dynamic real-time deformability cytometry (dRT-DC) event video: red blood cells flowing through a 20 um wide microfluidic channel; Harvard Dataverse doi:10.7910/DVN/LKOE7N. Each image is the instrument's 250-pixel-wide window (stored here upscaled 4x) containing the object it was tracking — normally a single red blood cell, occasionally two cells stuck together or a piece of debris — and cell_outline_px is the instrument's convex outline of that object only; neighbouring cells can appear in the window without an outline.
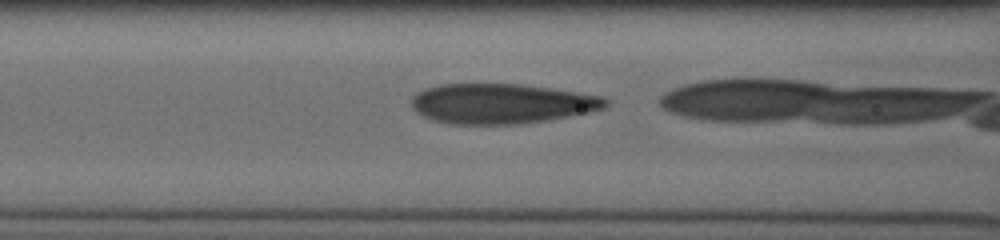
{"species": "human", "species_latin": "Homo sapiens", "temperature_condition": "cold", "stored_images_in_passage": 21, "camera_frame_rate_fps": 3000, "um_per_image_px": 0.085, "donor": {"sex": "male"}, "frame": {"image": 1, "passage_image": 10, "time_ms": 3.0, "image_size_px": [1000, 240], "cell_outline_px": [[612, 100], [604, 108], [588, 112], [568, 116], [520, 124], [452, 124], [432, 120], [416, 112], [412, 108], [412, 96], [416, 92], [424, 88], [440, 84], [520, 84], [552, 88], [600, 96]], "centroid_in_image_um": [42.59, 8.8], "position_along_channel_um": 124.0, "area_um2": 45.26}}
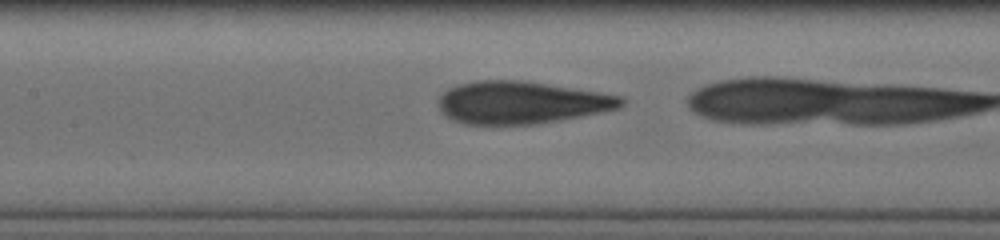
{"frame": {"image": 2, "passage_image": 13, "time_ms": 4.0, "image_size_px": [1000, 240], "cell_outline_px": [[624, 104], [620, 108], [580, 116], [536, 124], [464, 124], [452, 120], [444, 116], [440, 112], [436, 100], [448, 88], [456, 84], [476, 80], [520, 80], [624, 96]], "centroid_in_image_um": [44.24, 8.71], "position_along_channel_um": 163.2, "area_um2": 45.32}}
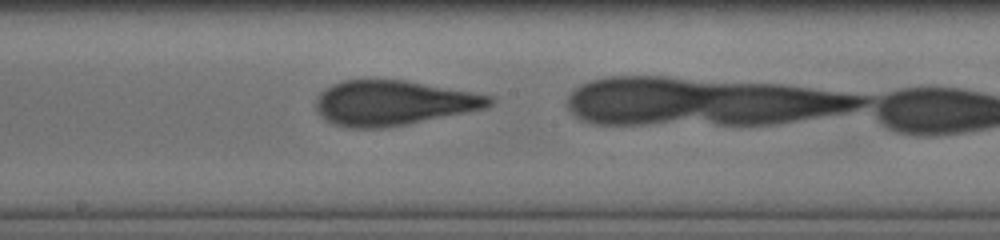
{"frame": {"image": 3, "passage_image": 17, "time_ms": 5.333, "image_size_px": [1000, 240], "cell_outline_px": [[496, 100], [488, 108], [408, 124], [380, 128], [348, 128], [324, 120], [320, 116], [316, 108], [316, 96], [324, 88], [332, 84], [344, 80], [404, 80], [472, 92], [492, 96]], "centroid_in_image_um": [33.42, 8.75], "position_along_channel_um": 214.8, "area_um2": 45.55}}